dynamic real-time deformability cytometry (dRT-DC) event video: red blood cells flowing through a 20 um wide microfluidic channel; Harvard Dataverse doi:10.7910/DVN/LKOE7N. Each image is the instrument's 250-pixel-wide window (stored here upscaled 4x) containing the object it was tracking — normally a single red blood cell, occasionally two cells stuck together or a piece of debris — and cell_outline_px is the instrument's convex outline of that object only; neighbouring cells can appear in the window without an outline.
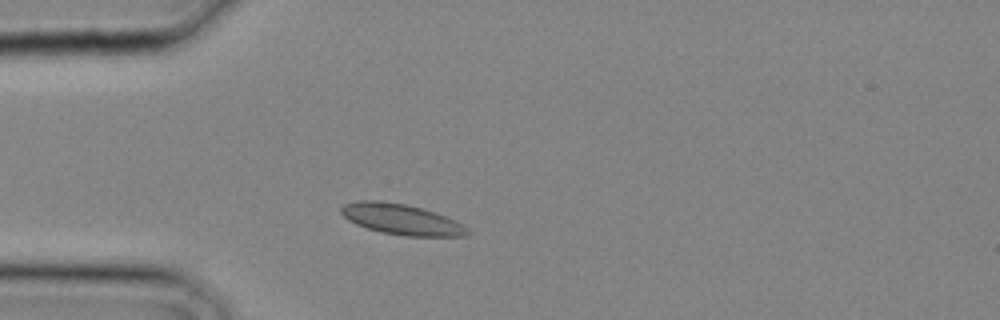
{"species": "common noctule bat (a hibernating species)", "species_latin": "Nyctalus noctula", "temperature_condition": "cold", "stored_images_in_passage": 2, "camera_frame_rate_fps": 3000, "um_per_image_px": 0.085, "animal": {"sex": "male", "body_mass_g": 20.4}, "frame": {"image": 1, "passage_image": 2, "time_ms": 0.333, "image_size_px": [1000, 320], "cell_outline_px": [[472, 232], [468, 236], [404, 236], [380, 232], [356, 224], [348, 220], [340, 212], [340, 208], [344, 204], [360, 200], [384, 200], [408, 204], [444, 216], [468, 228]], "centroid_in_image_um": [34.09, 18.64], "position_along_channel_um": 50.9, "area_um2": 22.54}}